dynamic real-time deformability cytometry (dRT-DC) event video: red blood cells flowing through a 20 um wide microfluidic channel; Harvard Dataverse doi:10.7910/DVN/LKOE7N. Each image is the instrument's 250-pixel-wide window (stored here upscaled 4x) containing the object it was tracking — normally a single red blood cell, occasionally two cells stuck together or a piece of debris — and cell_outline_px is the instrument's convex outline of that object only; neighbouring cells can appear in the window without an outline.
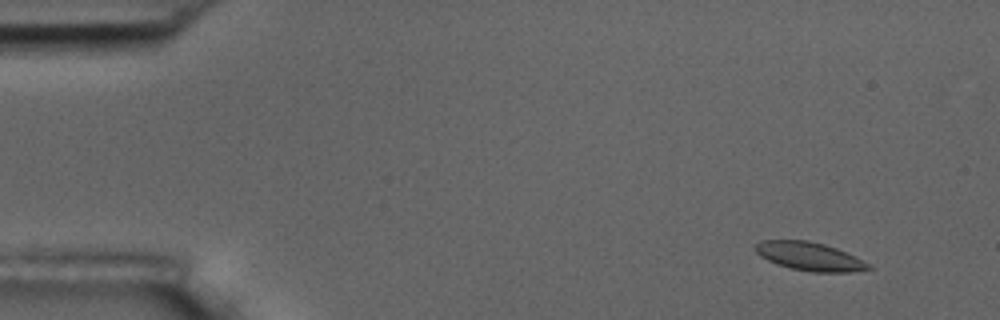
{"species": "common noctule bat (a hibernating species)", "species_latin": "Nyctalus noctula", "temperature_condition": "room temperature", "stored_images_in_passage": 5, "camera_frame_rate_fps": 3000, "um_per_image_px": 0.085, "animal": {"sex": "male", "body_mass_g": 17.5, "forearm_length_mm": 52.3}, "frame": {"image": 1, "passage_image": 1, "time_ms": 0.0, "image_size_px": [1000, 320], "cell_outline_px": [[872, 268], [852, 272], [812, 272], [792, 268], [768, 260], [760, 256], [752, 248], [760, 240], [808, 240], [824, 244], [836, 248], [856, 256], [868, 264]], "centroid_in_image_um": [68.79, 21.78], "position_along_channel_um": 16.2, "area_um2": 18.61}}